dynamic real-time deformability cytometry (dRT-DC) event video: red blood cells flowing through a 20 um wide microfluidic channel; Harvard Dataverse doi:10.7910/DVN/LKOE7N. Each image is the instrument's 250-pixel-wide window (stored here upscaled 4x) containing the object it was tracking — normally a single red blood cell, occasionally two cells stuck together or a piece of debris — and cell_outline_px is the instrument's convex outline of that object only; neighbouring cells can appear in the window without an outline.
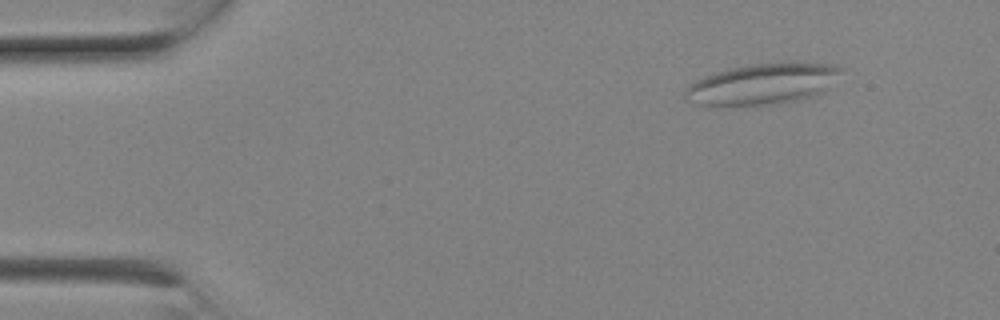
{"species": "Egyptian fruit bat (a non-hibernating species)", "species_latin": "Rousettus aegyptiacus", "temperature_condition": "room temperature", "stored_images_in_passage": 5, "camera_frame_rate_fps": 3000, "um_per_image_px": 0.085, "animal": {"sex": "female"}, "frame": {"image": 1, "passage_image": 1, "time_ms": 0.0, "image_size_px": [1000, 320], "cell_outline_px": [[844, 68], [828, 88], [824, 92], [812, 96], [796, 100], [776, 104], [700, 104], [688, 100], [684, 96], [684, 92], [696, 80], [704, 76], [716, 72], [732, 68], [752, 64], [792, 60], [836, 64]], "centroid_in_image_um": [64.95, 7.08], "position_along_channel_um": 20.1, "area_um2": 37.17}}